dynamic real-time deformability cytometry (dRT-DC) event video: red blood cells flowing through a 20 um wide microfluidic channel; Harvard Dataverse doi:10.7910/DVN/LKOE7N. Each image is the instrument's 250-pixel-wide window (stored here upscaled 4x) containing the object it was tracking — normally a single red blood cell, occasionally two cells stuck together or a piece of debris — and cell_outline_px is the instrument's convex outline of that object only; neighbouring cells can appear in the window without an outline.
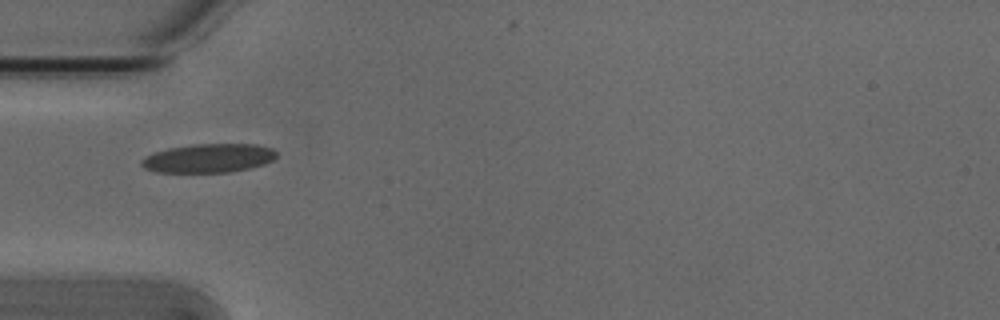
{"species": "Egyptian fruit bat (a non-hibernating species)", "species_latin": "Rousettus aegyptiacus", "temperature_condition": "cold", "stored_images_in_passage": 2, "camera_frame_rate_fps": 3000, "um_per_image_px": 0.085, "animal": {"sex": "male"}, "frame": {"image": 1, "passage_image": 1, "time_ms": 0.0, "image_size_px": [1000, 320], "cell_outline_px": [[276, 156], [272, 160], [264, 164], [252, 168], [228, 172], [156, 172], [144, 168], [140, 164], [140, 160], [144, 156], [168, 148], [192, 144], [256, 144], [272, 148], [276, 152]], "centroid_in_image_um": [17.71, 13.44], "position_along_channel_um": 67.3, "area_um2": 22.77}}
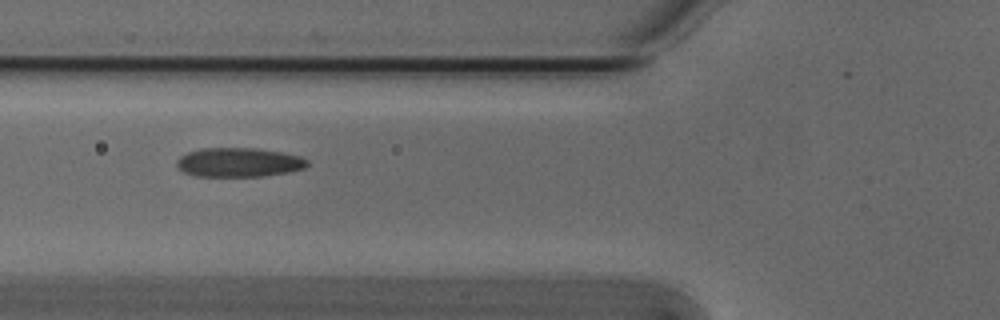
{"frame": {"image": 2, "passage_image": 2, "time_ms": 0.333, "image_size_px": [1000, 320], "cell_outline_px": [[308, 164], [304, 168], [288, 172], [264, 176], [196, 176], [184, 172], [176, 168], [176, 160], [180, 156], [188, 152], [204, 148], [256, 148], [280, 152], [300, 156], [308, 160]], "centroid_in_image_um": [20.27, 13.8], "position_along_channel_um": 105.5, "area_um2": 22.2}}